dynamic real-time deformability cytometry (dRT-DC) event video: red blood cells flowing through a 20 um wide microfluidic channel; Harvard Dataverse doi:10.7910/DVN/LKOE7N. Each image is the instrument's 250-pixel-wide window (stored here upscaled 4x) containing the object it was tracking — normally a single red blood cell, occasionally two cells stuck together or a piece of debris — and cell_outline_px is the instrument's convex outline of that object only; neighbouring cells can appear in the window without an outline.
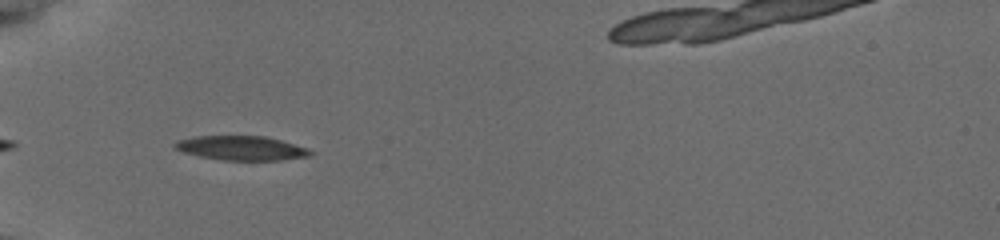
{"species": "common noctule bat (a hibernating species)", "species_latin": "Nyctalus noctula", "temperature_condition": "cold", "stored_images_in_passage": 25, "camera_frame_rate_fps": 3000, "um_per_image_px": 0.085, "animal": {"sex": "female", "body_mass_g": 19.5, "forearm_length_mm": 54.1}, "frame": {"image": 1, "passage_image": 3, "time_ms": 0.667, "image_size_px": [1000, 240], "cell_outline_px": [[312, 156], [280, 160], [224, 160], [200, 156], [184, 152], [176, 148], [172, 144], [176, 140], [192, 136], [264, 136], [280, 140], [308, 148], [312, 152]], "centroid_in_image_um": [20.51, 12.58], "position_along_channel_um": 64.5, "area_um2": 19.13}}
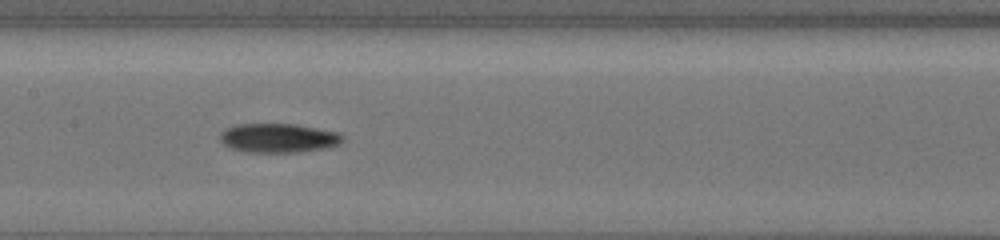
{"frame": {"image": 2, "passage_image": 13, "time_ms": 4.0, "image_size_px": [1000, 240], "cell_outline_px": [[344, 140], [336, 144], [324, 148], [300, 152], [248, 152], [232, 148], [224, 144], [220, 140], [220, 132], [224, 128], [236, 124], [296, 124], [336, 132], [344, 136]], "centroid_in_image_um": [23.62, 11.72], "position_along_channel_um": 183.8, "area_um2": 20.69}}
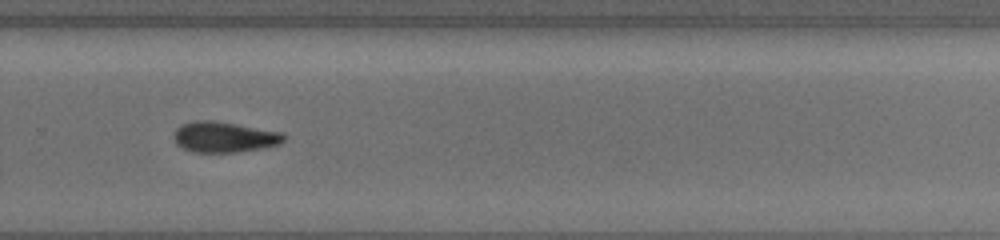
{"frame": {"image": 3, "passage_image": 23, "time_ms": 7.333, "image_size_px": [1000, 240], "cell_outline_px": [[288, 136], [280, 144], [240, 152], [192, 152], [176, 144], [176, 128], [180, 124], [192, 120], [212, 120], [236, 124], [280, 132]], "centroid_in_image_um": [19.06, 11.64], "position_along_channel_um": 310.7, "area_um2": 19.54}}